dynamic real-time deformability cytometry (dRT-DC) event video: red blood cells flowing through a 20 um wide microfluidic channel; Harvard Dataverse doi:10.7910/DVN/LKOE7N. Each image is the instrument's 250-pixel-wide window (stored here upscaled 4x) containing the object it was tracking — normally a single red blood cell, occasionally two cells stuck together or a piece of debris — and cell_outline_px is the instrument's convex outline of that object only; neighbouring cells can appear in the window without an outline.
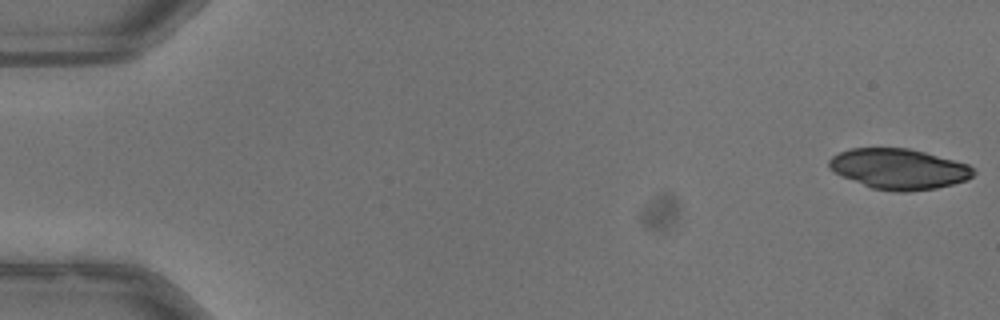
{"species": "common noctule bat (a hibernating species)", "species_latin": "Nyctalus noctula", "temperature_condition": "warm", "stored_images_in_passage": 37, "camera_frame_rate_fps": 3000, "um_per_image_px": 0.085, "animal": {"sex": "male", "body_mass_g": 13.3}, "frame": {"image": 1, "passage_image": 1, "time_ms": 0.0, "image_size_px": [1000, 320], "cell_outline_px": [[976, 172], [968, 180], [936, 188], [908, 192], [896, 192], [872, 188], [844, 176], [828, 168], [828, 160], [832, 156], [840, 152], [852, 148], [908, 148], [924, 152], [968, 164]], "centroid_in_image_um": [76.42, 14.36], "position_along_channel_um": 8.6, "area_um2": 33.81}}
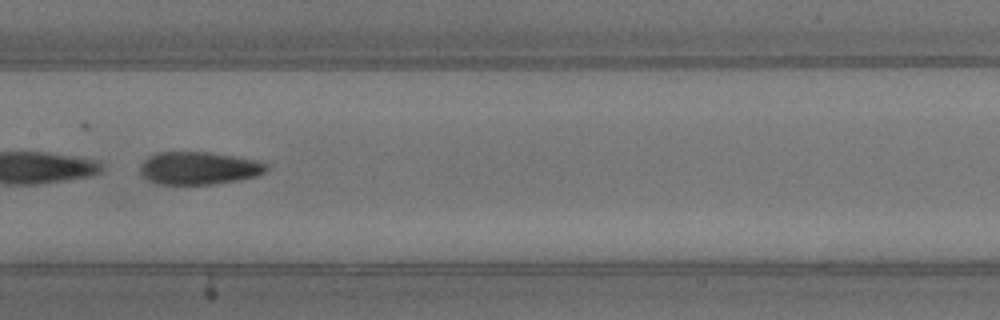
{"frame": {"image": 2, "passage_image": 27, "time_ms": 8.667, "image_size_px": [1000, 320], "cell_outline_px": [[268, 172], [256, 176], [236, 180], [212, 184], [156, 184], [148, 180], [140, 172], [140, 164], [148, 156], [156, 152], [208, 152], [264, 160], [268, 164]], "centroid_in_image_um": [16.95, 14.28], "position_along_channel_um": 190.5, "area_um2": 24.45}}